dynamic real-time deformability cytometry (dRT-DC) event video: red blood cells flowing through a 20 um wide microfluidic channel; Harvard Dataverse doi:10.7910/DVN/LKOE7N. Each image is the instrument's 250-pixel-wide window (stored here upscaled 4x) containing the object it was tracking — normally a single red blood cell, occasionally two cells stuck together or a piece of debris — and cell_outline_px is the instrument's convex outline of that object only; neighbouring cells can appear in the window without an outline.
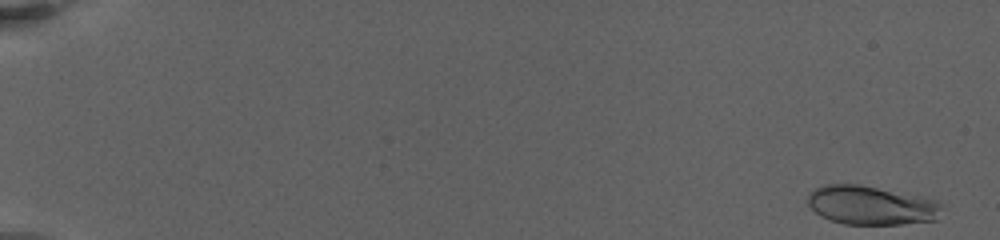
{"species": "human", "species_latin": "Homo sapiens", "temperature_condition": "warm", "stored_images_in_passage": 49, "camera_frame_rate_fps": 3000, "um_per_image_px": 0.085, "donor": {"sex": "female"}, "frame": {"image": 1, "passage_image": 1, "time_ms": 0.0, "image_size_px": [1000, 240], "cell_outline_px": [[940, 208], [936, 220], [900, 224], [844, 224], [820, 216], [808, 204], [808, 196], [816, 188], [828, 184], [856, 184], [920, 196], [932, 200], [940, 204]], "centroid_in_image_um": [74.01, 17.46], "position_along_channel_um": 11.0, "area_um2": 29.77}}
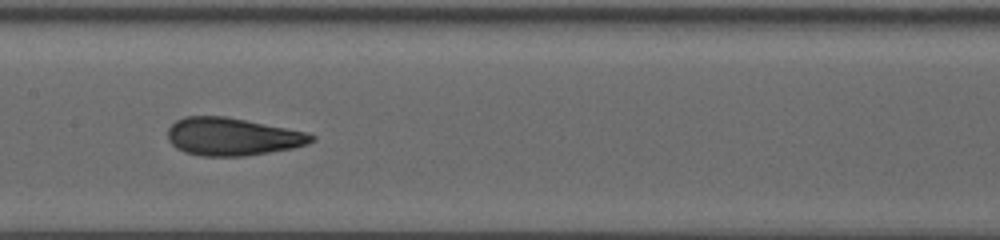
{"frame": {"image": 2, "passage_image": 27, "time_ms": 11.333, "image_size_px": [1000, 240], "cell_outline_px": [[316, 140], [308, 144], [292, 148], [244, 156], [200, 156], [184, 152], [176, 148], [168, 140], [168, 128], [176, 120], [184, 116], [224, 116], [308, 132], [316, 136]], "centroid_in_image_um": [19.75, 11.62], "position_along_channel_um": 187.7, "area_um2": 31.67}}
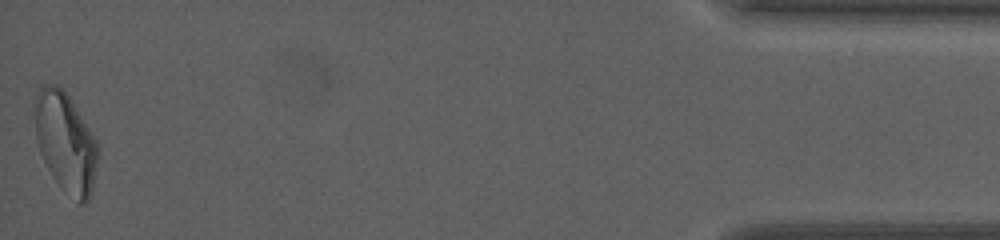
{"frame": {"image": 3, "passage_image": 49, "time_ms": 21.333, "image_size_px": [1000, 240], "cell_outline_px": [[96, 164], [92, 192], [88, 200], [84, 204], [80, 204], [60, 188], [52, 176], [40, 152], [36, 140], [36, 92], [40, 84], [60, 84], [68, 96], [96, 140]], "centroid_in_image_um": [5.55, 12.1], "position_along_channel_um": 429.6, "area_um2": 36.07}, "authors_computed_cell_mechanics": {"area_um2": 31.0964, "velocity_mm_per_s": 3.2108, "shape_relaxation_time_tau1_ms": 6.1727, "shape_relaxation_time_tau2_ms": 1.1294, "deformation_change_tau1": 0.2027, "deformation_change_tau2": 0.0832}}